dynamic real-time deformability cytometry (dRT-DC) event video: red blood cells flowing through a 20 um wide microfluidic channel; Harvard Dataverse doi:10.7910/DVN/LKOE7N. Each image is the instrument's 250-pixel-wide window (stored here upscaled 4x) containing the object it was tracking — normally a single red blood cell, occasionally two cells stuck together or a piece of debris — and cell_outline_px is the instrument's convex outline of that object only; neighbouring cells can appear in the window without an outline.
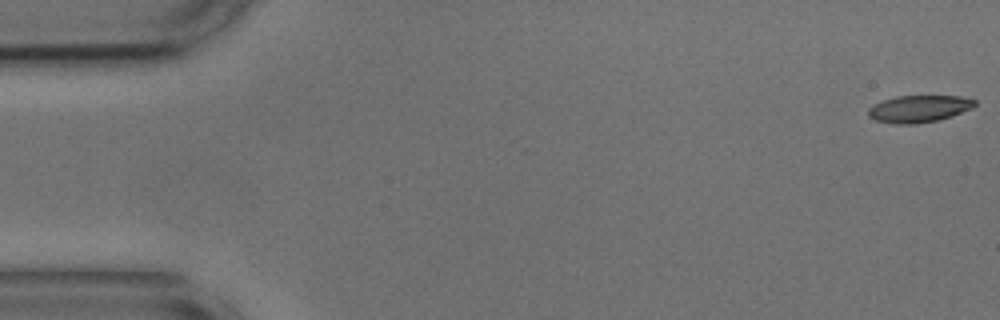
{"species": "common noctule bat (a hibernating species)", "species_latin": "Nyctalus noctula", "temperature_condition": "cold", "stored_images_in_passage": 55, "camera_frame_rate_fps": 3000, "um_per_image_px": 0.085, "animal": {"sex": "male", "body_mass_g": 17.9, "forearm_length_mm": 54.2}, "frame": {"image": 1, "passage_image": 1, "time_ms": 0.0, "image_size_px": [1000, 320], "cell_outline_px": [[976, 104], [972, 108], [936, 120], [916, 124], [896, 124], [876, 120], [868, 116], [868, 108], [872, 104], [896, 96], [960, 96], [976, 100]], "centroid_in_image_um": [78.06, 9.24], "position_along_channel_um": 6.9, "area_um2": 16.59}}
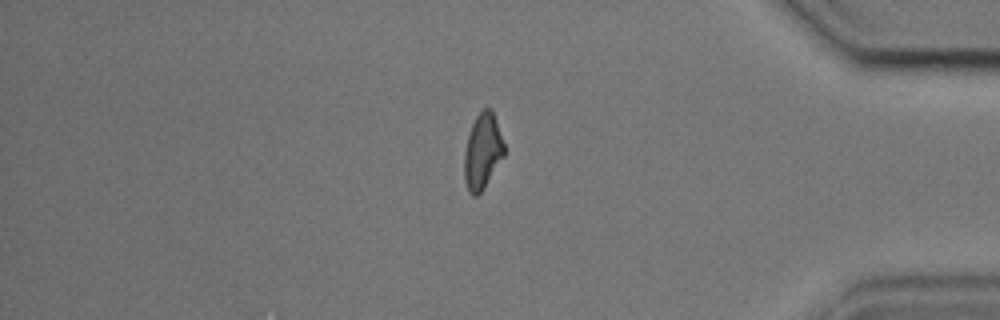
{"frame": {"image": 2, "passage_image": 46, "time_ms": 15.0, "image_size_px": [1000, 320], "cell_outline_px": [[504, 156], [484, 188], [476, 196], [472, 196], [468, 192], [464, 180], [464, 152], [468, 136], [472, 124], [476, 116], [484, 108], [492, 108], [504, 144]], "centroid_in_image_um": [41.01, 12.88], "position_along_channel_um": 394.2, "area_um2": 17.57}}
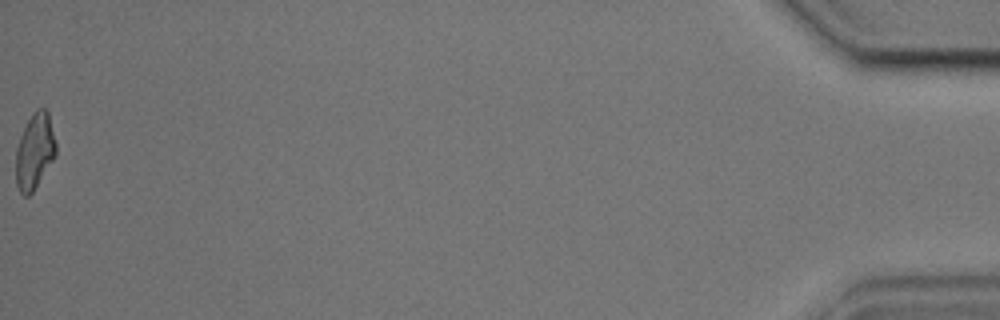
{"frame": {"image": 3, "passage_image": 55, "time_ms": 18.0, "image_size_px": [1000, 320], "cell_outline_px": [[56, 156], [32, 192], [28, 196], [24, 196], [20, 192], [16, 184], [16, 148], [20, 136], [32, 112], [36, 108], [44, 108], [48, 112], [56, 140]], "centroid_in_image_um": [2.95, 12.84], "position_along_channel_um": 432.2, "area_um2": 17.74}, "authors_computed_cell_mechanics": {"area_um2": 18.1492, "velocity_mm_per_s": 3.6484, "shape_relaxation_time_tau1_ms": 4.1755, "shape_relaxation_time_tau2_ms": 6.5695, "deformation_change_tau1": 0.1397, "deformation_change_tau2": 0.1671}}